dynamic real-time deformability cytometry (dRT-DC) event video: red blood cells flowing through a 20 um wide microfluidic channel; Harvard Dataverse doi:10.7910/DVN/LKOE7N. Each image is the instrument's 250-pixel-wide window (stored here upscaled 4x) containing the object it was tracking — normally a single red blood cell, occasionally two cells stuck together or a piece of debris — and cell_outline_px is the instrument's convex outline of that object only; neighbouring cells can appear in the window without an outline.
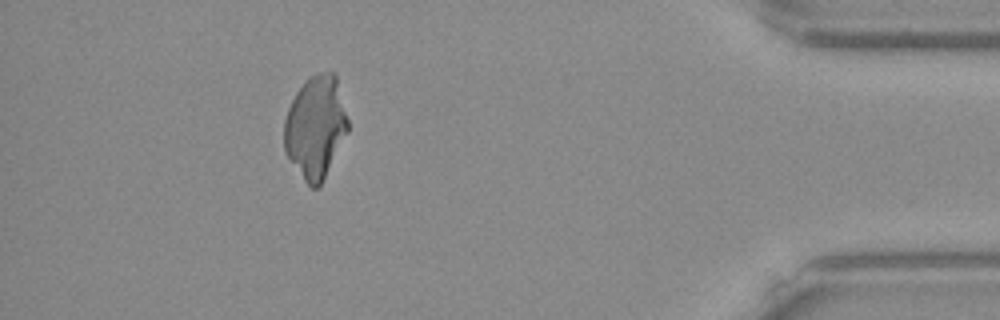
{"species": "Egyptian fruit bat (a non-hibernating species)", "species_latin": "Rousettus aegyptiacus", "temperature_condition": "warm", "stored_images_in_passage": 52, "camera_frame_rate_fps": 3000, "um_per_image_px": 0.085, "frame": {"image": 1, "passage_image": 47, "time_ms": 15.333, "image_size_px": [1000, 320], "cell_outline_px": [[348, 132], [320, 184], [316, 188], [312, 188], [304, 180], [284, 152], [284, 120], [288, 108], [296, 92], [308, 76], [316, 72], [332, 72], [336, 76], [348, 120]], "centroid_in_image_um": [26.8, 10.77], "position_along_channel_um": 408.4, "area_um2": 37.8}}